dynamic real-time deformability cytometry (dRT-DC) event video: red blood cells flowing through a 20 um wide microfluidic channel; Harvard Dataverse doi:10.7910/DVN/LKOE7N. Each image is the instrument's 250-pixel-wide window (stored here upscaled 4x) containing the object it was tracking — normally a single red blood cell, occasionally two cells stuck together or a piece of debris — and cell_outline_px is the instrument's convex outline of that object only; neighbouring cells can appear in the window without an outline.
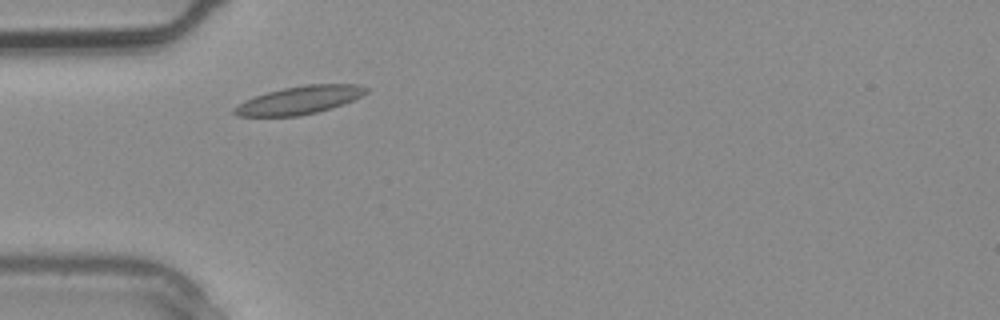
{"species": "common noctule bat (a hibernating species)", "species_latin": "Nyctalus noctula", "temperature_condition": "warm", "stored_images_in_passage": 2, "camera_frame_rate_fps": 3000, "um_per_image_px": 0.085, "animal": {"sex": "male", "body_mass_g": 20.4}, "frame": {"image": 1, "passage_image": 1, "time_ms": 0.0, "image_size_px": [1000, 320], "cell_outline_px": [[368, 92], [352, 100], [332, 108], [300, 116], [236, 116], [232, 112], [232, 108], [244, 100], [268, 92], [284, 88], [304, 84], [356, 84], [368, 88]], "centroid_in_image_um": [25.42, 8.51], "position_along_channel_um": 59.6, "area_um2": 21.44}}